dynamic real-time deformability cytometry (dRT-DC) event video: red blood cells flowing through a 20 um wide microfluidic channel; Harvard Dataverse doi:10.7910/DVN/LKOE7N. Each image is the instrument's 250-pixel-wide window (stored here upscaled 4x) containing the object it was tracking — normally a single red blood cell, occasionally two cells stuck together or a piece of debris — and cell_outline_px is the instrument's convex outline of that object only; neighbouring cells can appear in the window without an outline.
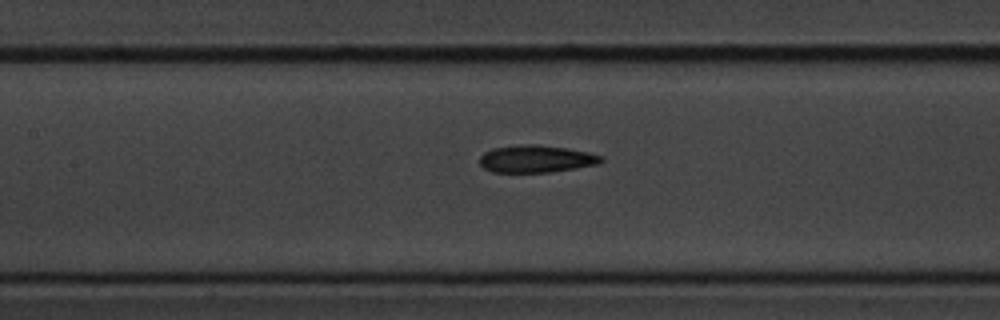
{"species": "common noctule bat (a hibernating species)", "species_latin": "Nyctalus noctula", "temperature_condition": "cold", "stored_images_in_passage": 7, "camera_frame_rate_fps": 3000, "um_per_image_px": 0.085, "animal": {"sex": "male", "body_mass_g": 20.1, "forearm_length_mm": 53.5}, "frame": {"image": 1, "passage_image": 7, "time_ms": 8.0, "image_size_px": [1000, 320], "cell_outline_px": [[604, 160], [600, 164], [552, 172], [492, 172], [484, 168], [480, 164], [480, 156], [484, 152], [492, 148], [528, 144], [536, 144], [568, 148], [588, 152], [604, 156]], "centroid_in_image_um": [45.61, 13.5], "position_along_channel_um": 161.8, "area_um2": 19.48}}